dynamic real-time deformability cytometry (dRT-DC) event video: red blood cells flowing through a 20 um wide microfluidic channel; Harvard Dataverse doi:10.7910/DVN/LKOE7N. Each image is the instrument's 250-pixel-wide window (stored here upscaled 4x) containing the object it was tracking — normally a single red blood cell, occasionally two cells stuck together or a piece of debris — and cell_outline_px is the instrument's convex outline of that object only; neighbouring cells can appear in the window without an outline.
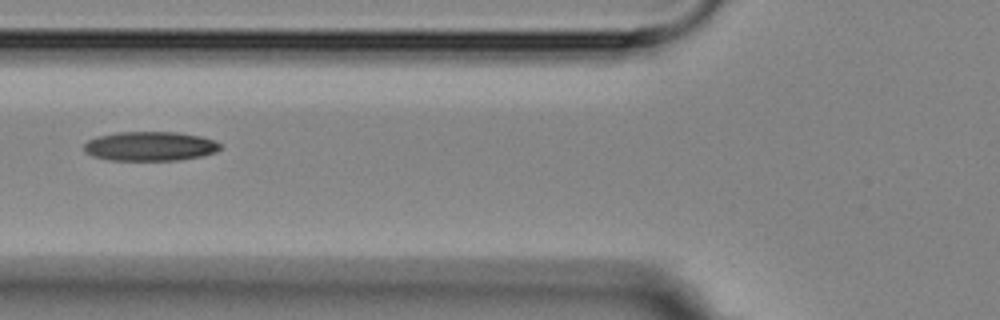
{"species": "Egyptian fruit bat (a non-hibernating species)", "species_latin": "Rousettus aegyptiacus", "temperature_condition": "room temperature", "stored_images_in_passage": 6, "camera_frame_rate_fps": 3000, "um_per_image_px": 0.085, "animal": {"sex": "female"}, "frame": {"image": 1, "passage_image": 4, "time_ms": 4.333, "image_size_px": [1000, 320], "cell_outline_px": [[220, 148], [216, 152], [200, 156], [176, 160], [108, 160], [92, 156], [84, 152], [84, 144], [88, 140], [100, 136], [116, 132], [176, 132], [200, 136], [212, 140], [220, 144]], "centroid_in_image_um": [12.71, 12.43], "position_along_channel_um": 113.1, "area_um2": 23.12}}
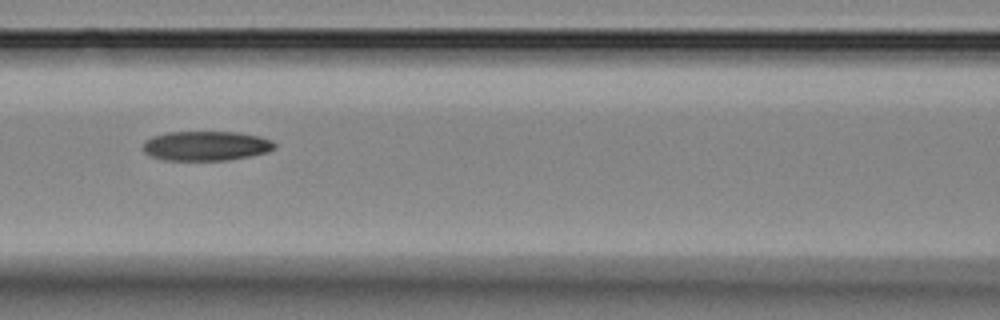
{"frame": {"image": 2, "passage_image": 5, "time_ms": 5.333, "image_size_px": [1000, 320], "cell_outline_px": [[276, 148], [268, 152], [228, 160], [164, 160], [148, 156], [144, 152], [144, 140], [152, 136], [168, 132], [240, 132], [260, 136], [272, 140], [276, 144]], "centroid_in_image_um": [17.52, 12.39], "position_along_channel_um": 149.1, "area_um2": 22.89}}
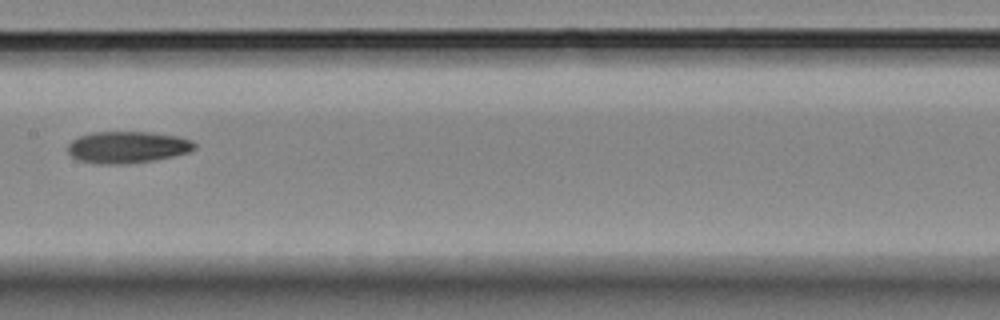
{"frame": {"image": 3, "passage_image": 6, "time_ms": 6.667, "image_size_px": [1000, 320], "cell_outline_px": [[196, 148], [188, 152], [172, 156], [152, 160], [120, 164], [100, 164], [76, 160], [68, 152], [68, 144], [72, 140], [80, 136], [92, 132], [152, 132], [176, 136], [192, 140], [196, 144]], "centroid_in_image_um": [10.81, 12.5], "position_along_channel_um": 196.6, "area_um2": 23.35}}